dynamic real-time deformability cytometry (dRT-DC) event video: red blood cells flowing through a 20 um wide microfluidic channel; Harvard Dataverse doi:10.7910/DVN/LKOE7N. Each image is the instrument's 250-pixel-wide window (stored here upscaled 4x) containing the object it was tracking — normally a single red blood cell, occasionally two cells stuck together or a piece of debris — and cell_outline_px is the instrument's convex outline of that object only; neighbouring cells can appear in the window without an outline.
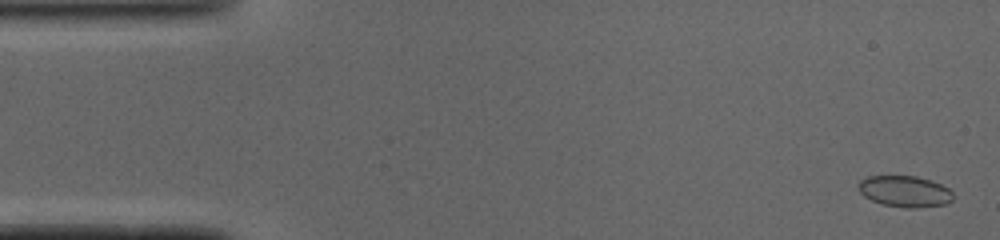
{"species": "common noctule bat (a hibernating species)", "species_latin": "Nyctalus noctula", "temperature_condition": "cold", "stored_images_in_passage": 49, "camera_frame_rate_fps": 3000, "um_per_image_px": 0.085, "animal": {"sex": "male", "body_mass_g": 19.0, "forearm_length_mm": 50.8}, "frame": {"image": 1, "passage_image": 2, "time_ms": 0.333, "image_size_px": [1000, 240], "cell_outline_px": [[952, 200], [944, 204], [916, 208], [904, 208], [880, 204], [864, 196], [860, 192], [860, 180], [868, 176], [916, 176], [932, 180], [948, 188], [952, 192]], "centroid_in_image_um": [76.91, 16.27], "position_along_channel_um": 8.1, "area_um2": 17.17}}
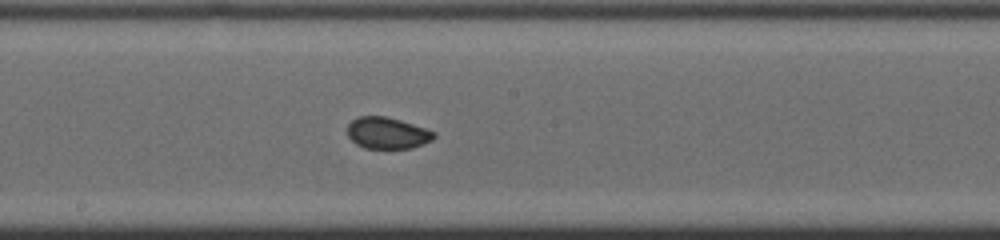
{"frame": {"image": 2, "passage_image": 26, "time_ms": 8.333, "image_size_px": [1000, 240], "cell_outline_px": [[436, 136], [432, 140], [412, 148], [364, 148], [356, 144], [348, 136], [348, 124], [352, 120], [360, 116], [384, 116], [400, 120], [436, 132]], "centroid_in_image_um": [32.92, 11.31], "position_along_channel_um": 215.3, "area_um2": 15.78}}
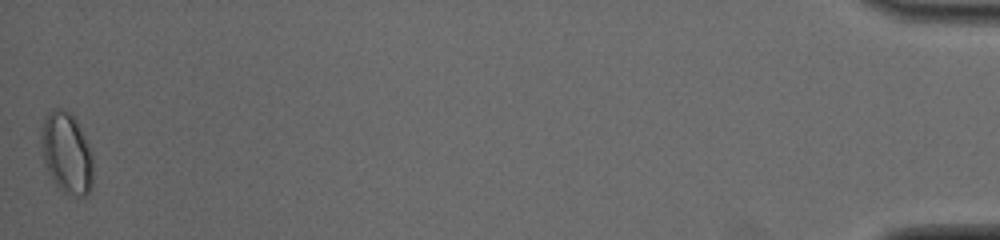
{"frame": {"image": 3, "passage_image": 49, "time_ms": 16.0, "image_size_px": [1000, 240], "cell_outline_px": [[92, 184], [88, 192], [84, 196], [76, 196], [64, 192], [52, 180], [44, 160], [44, 116], [52, 108], [60, 108], [68, 112], [76, 120], [88, 144], [92, 156]], "centroid_in_image_um": [5.71, 13.02], "position_along_channel_um": 429.5, "area_um2": 23.58}, "authors_computed_cell_mechanics": {"area_um2": 16.5886, "velocity_mm_per_s": 4.0953, "shape_relaxation_time_tau1_ms": 5.8838, "shape_relaxation_time_tau2_ms": null, "deformation_change_tau1": 0.0995, "deformation_change_tau2": null}}